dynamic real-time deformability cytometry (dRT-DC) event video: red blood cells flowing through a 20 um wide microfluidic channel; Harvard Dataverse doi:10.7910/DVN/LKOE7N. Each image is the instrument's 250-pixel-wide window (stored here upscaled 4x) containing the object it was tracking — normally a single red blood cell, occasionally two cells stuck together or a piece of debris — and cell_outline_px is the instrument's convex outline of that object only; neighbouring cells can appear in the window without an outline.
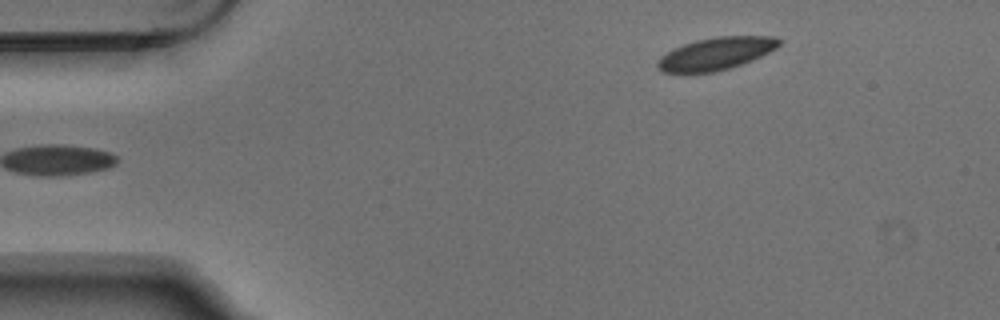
{"species": "Egyptian fruit bat (a non-hibernating species)", "species_latin": "Rousettus aegyptiacus", "temperature_condition": "warm", "stored_images_in_passage": 3, "camera_frame_rate_fps": 3000, "um_per_image_px": 0.085, "animal": {"sex": "male"}, "frame": {"image": 1, "passage_image": 3, "time_ms": 0.667, "image_size_px": [1000, 320], "cell_outline_px": [[780, 44], [776, 48], [752, 60], [728, 68], [712, 72], [664, 72], [656, 68], [656, 64], [660, 56], [684, 44], [696, 40], [716, 36], [776, 36], [780, 40]], "centroid_in_image_um": [60.85, 4.54], "position_along_channel_um": 24.1, "area_um2": 22.66}}